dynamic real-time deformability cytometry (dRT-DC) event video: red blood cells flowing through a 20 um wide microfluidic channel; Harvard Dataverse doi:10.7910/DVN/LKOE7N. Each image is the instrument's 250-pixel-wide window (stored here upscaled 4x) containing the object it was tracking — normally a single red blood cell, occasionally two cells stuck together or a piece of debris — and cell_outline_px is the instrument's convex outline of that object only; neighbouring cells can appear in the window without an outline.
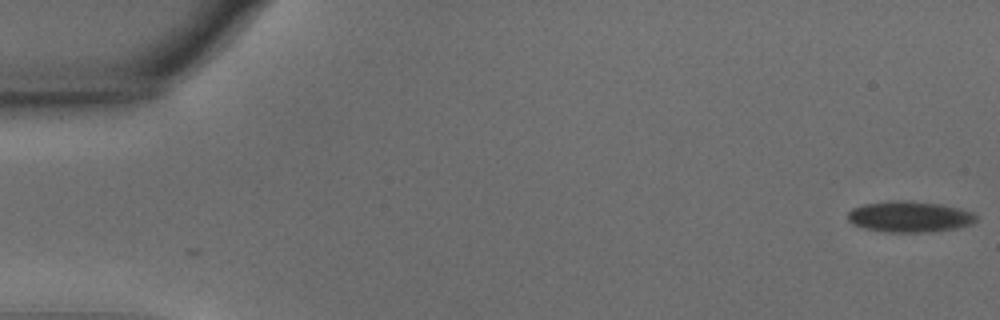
{"species": "common noctule bat (a hibernating species)", "species_latin": "Nyctalus noctula", "temperature_condition": "warm", "stored_images_in_passage": 14, "camera_frame_rate_fps": 3000, "um_per_image_px": 0.085, "animal": {"sex": "male", "body_mass_g": 15.6}, "frame": {"image": 1, "passage_image": 1, "time_ms": 0.0, "image_size_px": [1000, 320], "cell_outline_px": [[976, 220], [972, 224], [956, 228], [928, 232], [884, 232], [864, 228], [852, 224], [848, 220], [848, 212], [852, 208], [864, 204], [892, 200], [908, 200], [940, 204], [960, 208], [972, 212], [976, 216]], "centroid_in_image_um": [77.29, 18.41], "position_along_channel_um": 7.7, "area_um2": 23.29}}
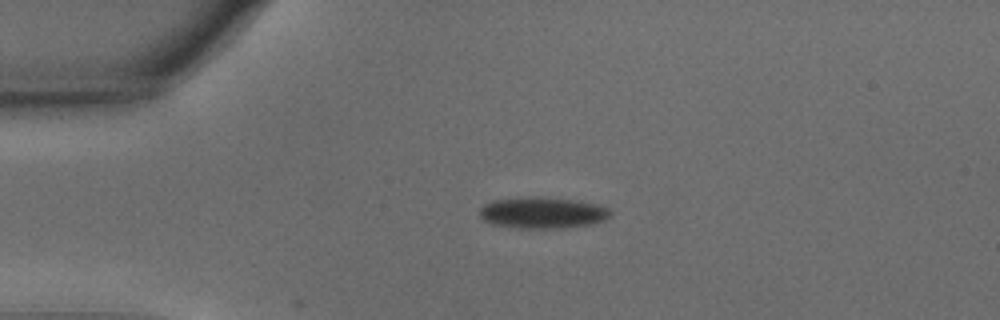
{"frame": {"image": 2, "passage_image": 13, "time_ms": 4.0, "image_size_px": [1000, 320], "cell_outline_px": [[612, 212], [604, 220], [592, 224], [560, 228], [516, 228], [492, 224], [484, 220], [480, 216], [480, 208], [484, 204], [492, 200], [532, 196], [540, 196], [572, 200], [596, 204], [608, 208]], "centroid_in_image_um": [46.08, 18.08], "position_along_channel_um": 38.9, "area_um2": 23.87}}